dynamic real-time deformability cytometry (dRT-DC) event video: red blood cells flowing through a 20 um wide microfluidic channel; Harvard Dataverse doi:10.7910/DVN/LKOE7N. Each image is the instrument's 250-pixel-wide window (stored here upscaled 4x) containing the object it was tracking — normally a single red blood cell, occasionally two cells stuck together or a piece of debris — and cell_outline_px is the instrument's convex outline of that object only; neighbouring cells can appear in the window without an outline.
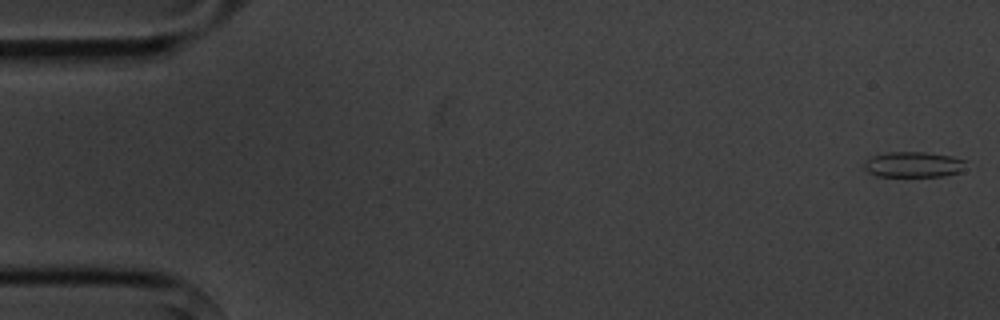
{"species": "common noctule bat (a hibernating species)", "species_latin": "Nyctalus noctula", "temperature_condition": "cold", "stored_images_in_passage": 5, "camera_frame_rate_fps": 3000, "um_per_image_px": 0.085, "animal": {"sex": "male", "body_mass_g": 20.1, "forearm_length_mm": 53.5}, "frame": {"image": 1, "passage_image": 1, "time_ms": 0.0, "image_size_px": [1000, 320], "cell_outline_px": [[968, 160], [960, 172], [940, 176], [876, 176], [868, 172], [864, 168], [864, 160], [872, 156], [888, 152], [924, 152], [952, 156]], "centroid_in_image_um": [77.63, 13.98], "position_along_channel_um": 7.4, "area_um2": 15.2}}
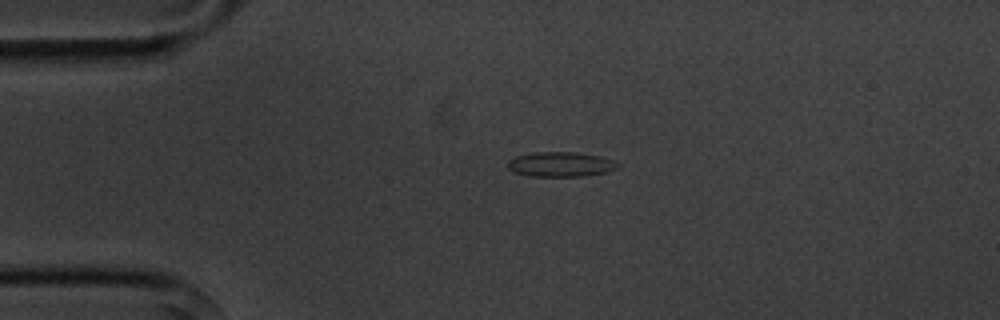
{"frame": {"image": 2, "passage_image": 4, "time_ms": 3.667, "image_size_px": [1000, 320], "cell_outline_px": [[620, 164], [616, 168], [608, 172], [584, 176], [528, 176], [512, 172], [508, 168], [508, 160], [516, 156], [536, 152], [576, 152], [600, 156], [612, 160]], "centroid_in_image_um": [47.64, 13.97], "position_along_channel_um": 37.4, "area_um2": 15.95}}